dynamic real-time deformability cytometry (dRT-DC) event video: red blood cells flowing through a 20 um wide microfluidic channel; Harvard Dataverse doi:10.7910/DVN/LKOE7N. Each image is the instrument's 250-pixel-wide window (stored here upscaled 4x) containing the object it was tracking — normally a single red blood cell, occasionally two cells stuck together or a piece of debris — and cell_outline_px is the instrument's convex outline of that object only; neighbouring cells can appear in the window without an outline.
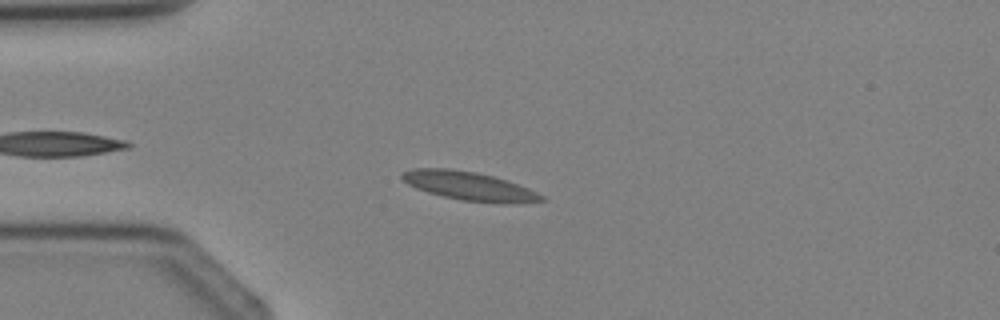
{"species": "Egyptian fruit bat (a non-hibernating species)", "species_latin": "Rousettus aegyptiacus", "temperature_condition": "cold", "stored_images_in_passage": 3, "camera_frame_rate_fps": 3000, "um_per_image_px": 0.085, "animal": {"sex": "female"}, "frame": {"image": 1, "passage_image": 3, "time_ms": 2.333, "image_size_px": [1000, 320], "cell_outline_px": [[548, 200], [516, 204], [500, 204], [460, 200], [428, 192], [416, 188], [408, 184], [400, 176], [404, 172], [412, 168], [448, 168], [476, 172], [508, 180], [528, 188], [544, 196]], "centroid_in_image_um": [39.94, 15.83], "position_along_channel_um": 45.1, "area_um2": 23.47}}